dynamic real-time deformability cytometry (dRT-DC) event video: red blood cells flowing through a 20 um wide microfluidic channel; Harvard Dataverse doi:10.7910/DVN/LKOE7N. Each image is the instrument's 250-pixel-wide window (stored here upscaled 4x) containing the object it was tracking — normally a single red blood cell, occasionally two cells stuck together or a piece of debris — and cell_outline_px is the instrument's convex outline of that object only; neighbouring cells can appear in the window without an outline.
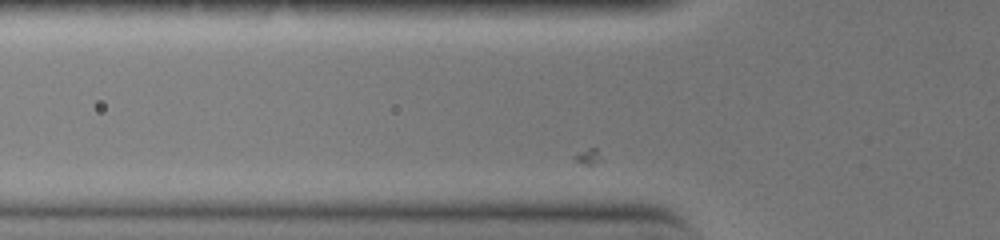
{"species": "common noctule bat (a hibernating species)", "species_latin": "Nyctalus noctula", "temperature_condition": "warm", "stored_images_in_passage": 3, "camera_frame_rate_fps": 3000, "um_per_image_px": 0.085, "animal": {"sex": "female", "body_mass_g": 19.0, "forearm_length_mm": 51.5}, "frame": {"image": 1, "passage_image": 2, "time_ms": 0.333, "image_size_px": [1000, 240], "cell_outline_px": [[404, 164], [392, 168], [248, 168], [232, 160], [232, 156], [240, 152], [372, 156], [404, 160]], "centroid_in_image_um": [26.57, 13.69], "position_along_channel_um": 99.2, "area_um2": 15.84}}